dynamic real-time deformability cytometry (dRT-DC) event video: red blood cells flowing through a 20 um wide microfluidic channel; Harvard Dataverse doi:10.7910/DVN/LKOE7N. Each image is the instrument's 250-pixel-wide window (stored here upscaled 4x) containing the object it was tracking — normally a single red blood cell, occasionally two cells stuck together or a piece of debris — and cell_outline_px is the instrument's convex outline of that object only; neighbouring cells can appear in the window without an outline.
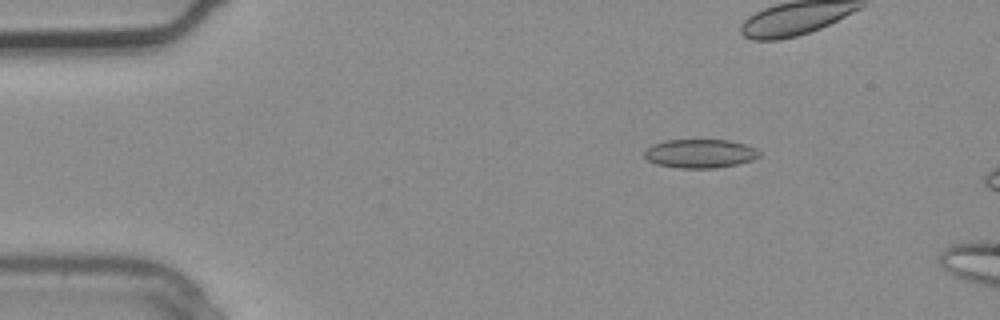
{"species": "common noctule bat (a hibernating species)", "species_latin": "Nyctalus noctula", "temperature_condition": "warm", "stored_images_in_passage": 3, "camera_frame_rate_fps": 3000, "um_per_image_px": 0.085, "animal": {"sex": "male", "body_mass_g": 20.4}, "frame": {"image": 1, "passage_image": 2, "time_ms": 0.333, "image_size_px": [1000, 320], "cell_outline_px": [[760, 156], [752, 160], [736, 164], [716, 168], [680, 168], [656, 164], [648, 160], [644, 156], [644, 152], [652, 144], [664, 140], [732, 140], [744, 144], [760, 152]], "centroid_in_image_um": [59.48, 13.05], "position_along_channel_um": 25.5, "area_um2": 19.19}}